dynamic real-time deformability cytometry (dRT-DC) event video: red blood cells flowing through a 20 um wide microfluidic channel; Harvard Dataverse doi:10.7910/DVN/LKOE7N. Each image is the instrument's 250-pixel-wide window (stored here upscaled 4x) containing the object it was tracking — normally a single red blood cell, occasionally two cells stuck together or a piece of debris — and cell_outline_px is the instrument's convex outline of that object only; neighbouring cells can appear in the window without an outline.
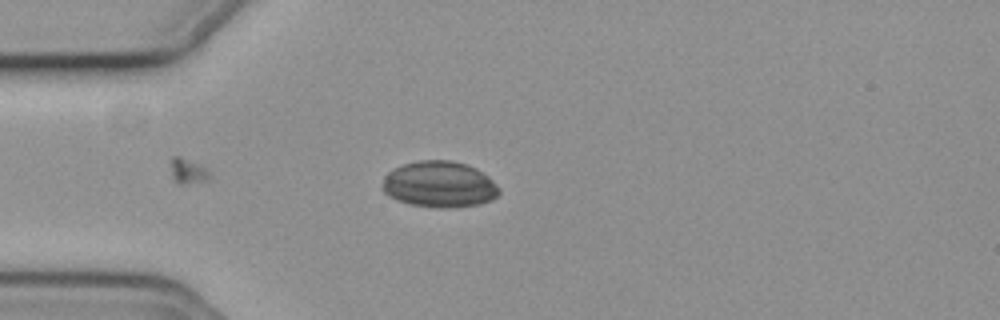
{"species": "common noctule bat (a hibernating species)", "species_latin": "Nyctalus noctula", "temperature_condition": "cold", "stored_images_in_passage": 46, "camera_frame_rate_fps": 3000, "um_per_image_px": 0.085, "animal": {"sex": "female", "body_mass_g": 19.3, "forearm_length_mm": 54.1}, "frame": {"image": 1, "passage_image": 7, "time_ms": 2.0, "image_size_px": [1000, 320], "cell_outline_px": [[500, 192], [492, 200], [480, 204], [452, 208], [432, 208], [408, 204], [396, 200], [388, 196], [380, 188], [384, 176], [388, 172], [404, 164], [420, 160], [452, 160], [468, 164], [476, 168], [488, 176], [500, 188]], "centroid_in_image_um": [37.33, 15.69], "position_along_channel_um": 47.7, "area_um2": 31.91}}